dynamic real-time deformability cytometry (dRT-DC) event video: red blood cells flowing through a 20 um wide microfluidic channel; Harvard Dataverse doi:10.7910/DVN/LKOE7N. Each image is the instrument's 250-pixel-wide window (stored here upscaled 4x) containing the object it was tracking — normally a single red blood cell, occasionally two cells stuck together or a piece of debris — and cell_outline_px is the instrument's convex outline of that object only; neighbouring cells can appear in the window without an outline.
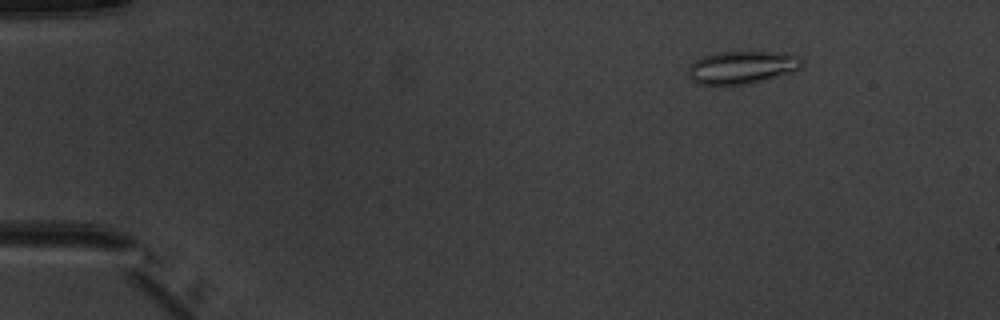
{"species": "common noctule bat (a hibernating species)", "species_latin": "Nyctalus noctula", "temperature_condition": "warm", "stored_images_in_passage": 6, "camera_frame_rate_fps": 3000, "um_per_image_px": 0.085, "animal": {"sex": "male", "body_mass_g": 20.1, "forearm_length_mm": 53.5}, "frame": {"image": 1, "passage_image": 1, "time_ms": 0.0, "image_size_px": [1000, 320], "cell_outline_px": [[804, 64], [800, 68], [748, 84], [700, 84], [692, 80], [688, 76], [688, 68], [696, 60], [704, 56], [716, 52], [764, 52], [800, 56], [804, 60]], "centroid_in_image_um": [63.03, 5.72], "position_along_channel_um": 22.0, "area_um2": 21.1}}
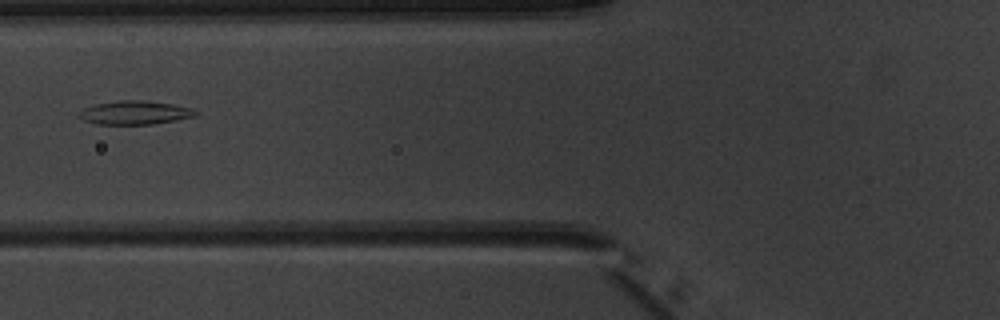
{"frame": {"image": 2, "passage_image": 5, "time_ms": 4.667, "image_size_px": [1000, 320], "cell_outline_px": [[196, 116], [176, 120], [152, 124], [96, 124], [84, 120], [80, 116], [80, 112], [84, 108], [96, 104], [120, 100], [144, 100], [172, 104], [192, 108], [196, 112]], "centroid_in_image_um": [11.48, 9.57], "position_along_channel_um": 114.3, "area_um2": 15.84}}
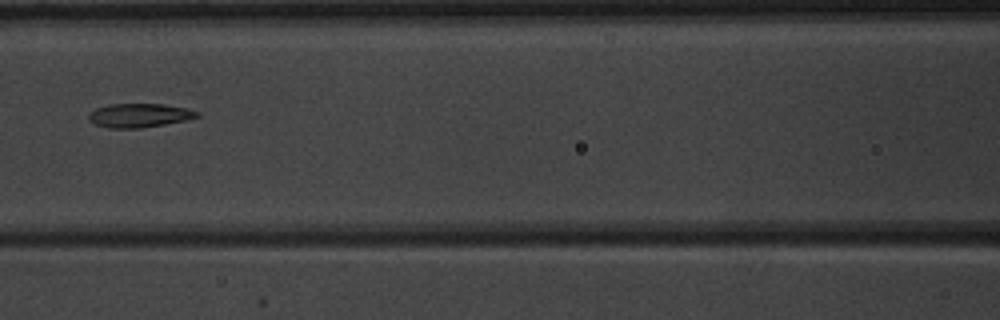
{"frame": {"image": 3, "passage_image": 6, "time_ms": 5.667, "image_size_px": [1000, 320], "cell_outline_px": [[200, 116], [188, 120], [140, 128], [108, 128], [96, 124], [88, 120], [88, 112], [96, 108], [108, 104], [160, 104], [188, 108], [200, 112]], "centroid_in_image_um": [11.84, 9.8], "position_along_channel_um": 154.8, "area_um2": 15.2}}